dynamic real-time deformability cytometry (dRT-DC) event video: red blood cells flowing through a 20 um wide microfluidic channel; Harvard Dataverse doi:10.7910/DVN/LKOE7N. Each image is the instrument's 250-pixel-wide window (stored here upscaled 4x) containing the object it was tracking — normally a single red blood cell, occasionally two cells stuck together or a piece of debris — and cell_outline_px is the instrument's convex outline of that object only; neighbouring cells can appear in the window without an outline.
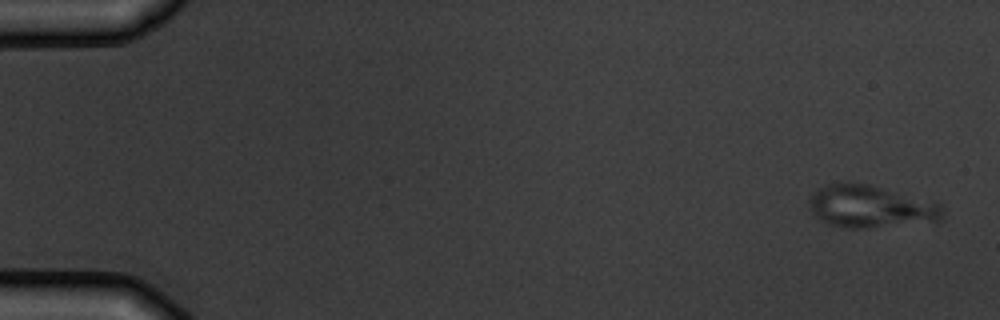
{"species": "common noctule bat (a hibernating species)", "species_latin": "Nyctalus noctula", "temperature_condition": "warm", "stored_images_in_passage": 5, "camera_frame_rate_fps": 3000, "um_per_image_px": 0.085, "animal": {"sex": "male", "body_mass_g": 19.5, "forearm_length_mm": 54.6}, "frame": {"image": 1, "passage_image": 1, "time_ms": 0.0, "image_size_px": [1000, 320], "cell_outline_px": [[944, 212], [940, 220], [936, 224], [868, 228], [844, 228], [828, 224], [820, 220], [812, 212], [808, 204], [808, 200], [812, 192], [828, 184], [840, 180], [868, 184], [940, 204], [944, 208]], "centroid_in_image_um": [74.01, 17.58], "position_along_channel_um": 11.0, "area_um2": 33.81}}